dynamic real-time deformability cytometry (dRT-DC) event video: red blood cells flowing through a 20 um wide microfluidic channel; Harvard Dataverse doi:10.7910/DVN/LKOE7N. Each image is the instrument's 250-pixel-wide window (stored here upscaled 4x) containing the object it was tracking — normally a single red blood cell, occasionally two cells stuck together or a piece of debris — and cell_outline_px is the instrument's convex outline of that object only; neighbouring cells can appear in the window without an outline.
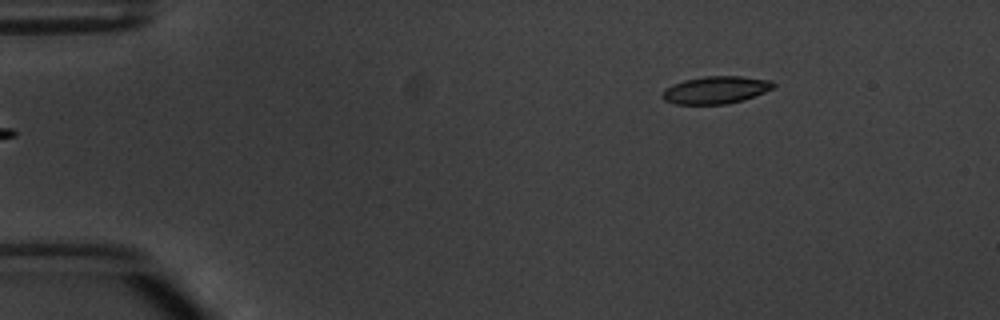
{"species": "common noctule bat (a hibernating species)", "species_latin": "Nyctalus noctula", "temperature_condition": "warm", "stored_images_in_passage": 6, "camera_frame_rate_fps": 3000, "um_per_image_px": 0.085, "animal": {"sex": "male", "body_mass_g": 20.1, "forearm_length_mm": 53.5}, "frame": {"image": 1, "passage_image": 6, "time_ms": 6.0, "image_size_px": [1000, 320], "cell_outline_px": [[776, 84], [772, 88], [764, 92], [744, 100], [728, 104], [676, 104], [664, 100], [660, 96], [664, 88], [672, 84], [684, 80], [704, 76], [740, 76], [772, 80]], "centroid_in_image_um": [60.81, 7.64], "position_along_channel_um": 24.2, "area_um2": 17.92}}